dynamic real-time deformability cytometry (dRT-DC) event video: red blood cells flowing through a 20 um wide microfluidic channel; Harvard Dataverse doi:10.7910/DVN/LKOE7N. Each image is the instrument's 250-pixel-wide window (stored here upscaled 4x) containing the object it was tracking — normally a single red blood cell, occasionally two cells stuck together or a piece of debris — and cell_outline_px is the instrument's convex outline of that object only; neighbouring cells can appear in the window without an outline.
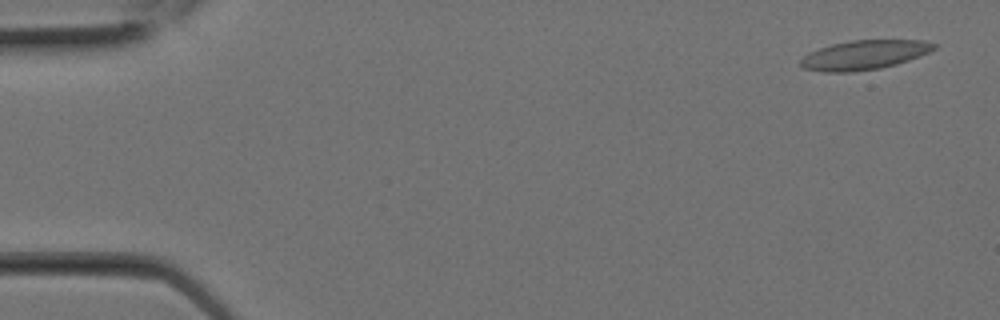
{"species": "Egyptian fruit bat (a non-hibernating species)", "species_latin": "Rousettus aegyptiacus", "temperature_condition": "room temperature", "stored_images_in_passage": 2, "camera_frame_rate_fps": 3000, "um_per_image_px": 0.085, "animal": {"sex": "female"}, "frame": {"image": 1, "passage_image": 1, "time_ms": 0.0, "image_size_px": [1000, 320], "cell_outline_px": [[936, 48], [928, 52], [908, 60], [896, 64], [880, 68], [852, 72], [824, 72], [804, 68], [800, 64], [800, 60], [804, 56], [820, 48], [832, 44], [852, 40], [924, 40], [936, 44]], "centroid_in_image_um": [73.46, 4.67], "position_along_channel_um": 11.5, "area_um2": 22.54}}